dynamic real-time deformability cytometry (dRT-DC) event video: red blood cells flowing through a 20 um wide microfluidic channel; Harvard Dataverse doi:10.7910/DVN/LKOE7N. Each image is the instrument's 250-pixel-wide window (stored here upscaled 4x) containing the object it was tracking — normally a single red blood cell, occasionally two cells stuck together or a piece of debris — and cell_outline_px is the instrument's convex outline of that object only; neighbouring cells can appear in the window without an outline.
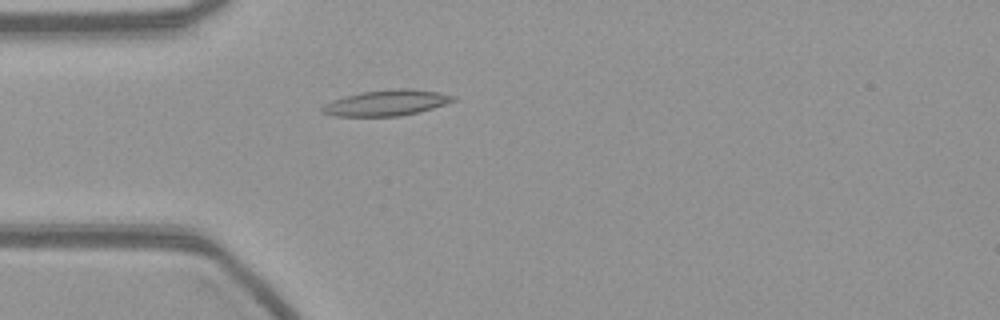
{"species": "common noctule bat (a hibernating species)", "species_latin": "Nyctalus noctula", "temperature_condition": "warm", "stored_images_in_passage": 15, "camera_frame_rate_fps": 3000, "um_per_image_px": 0.085, "animal": {"sex": "female", "body_mass_g": 21.9}, "frame": {"image": 1, "passage_image": 1, "time_ms": 0.0, "image_size_px": [1000, 320], "cell_outline_px": [[456, 100], [432, 108], [400, 116], [336, 116], [320, 112], [320, 108], [324, 104], [332, 100], [344, 96], [360, 92], [396, 88], [412, 88], [440, 92], [456, 96]], "centroid_in_image_um": [32.83, 8.73], "position_along_channel_um": 52.2, "area_um2": 19.77}}
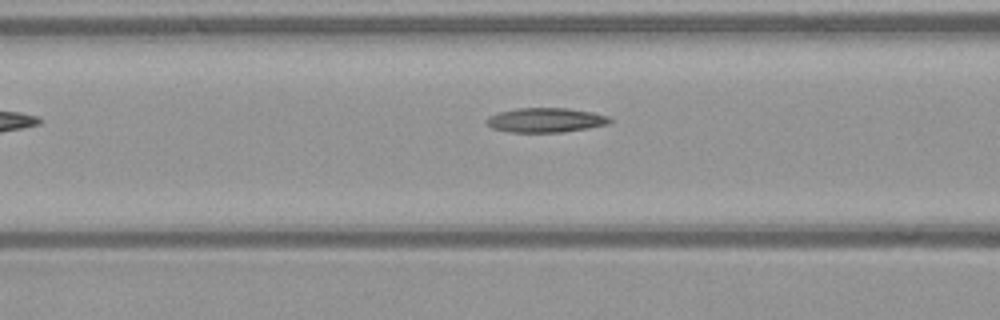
{"frame": {"image": 2, "passage_image": 7, "time_ms": 2.0, "image_size_px": [1000, 320], "cell_outline_px": [[612, 120], [608, 124], [588, 128], [560, 132], [508, 132], [492, 128], [484, 120], [488, 116], [500, 112], [516, 108], [568, 108], [592, 112], [608, 116]], "centroid_in_image_um": [46.36, 10.2], "position_along_channel_um": 120.2, "area_um2": 17.57}}
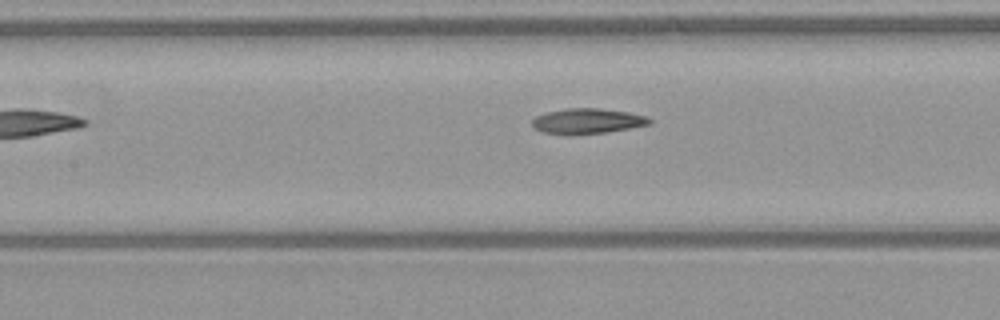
{"frame": {"image": 3, "passage_image": 10, "time_ms": 3.0, "image_size_px": [1000, 320], "cell_outline_px": [[652, 124], [604, 132], [568, 136], [540, 132], [532, 128], [532, 120], [536, 116], [548, 112], [564, 108], [600, 108], [628, 112], [648, 116], [652, 120]], "centroid_in_image_um": [49.88, 10.3], "position_along_channel_um": 157.5, "area_um2": 17.63}}